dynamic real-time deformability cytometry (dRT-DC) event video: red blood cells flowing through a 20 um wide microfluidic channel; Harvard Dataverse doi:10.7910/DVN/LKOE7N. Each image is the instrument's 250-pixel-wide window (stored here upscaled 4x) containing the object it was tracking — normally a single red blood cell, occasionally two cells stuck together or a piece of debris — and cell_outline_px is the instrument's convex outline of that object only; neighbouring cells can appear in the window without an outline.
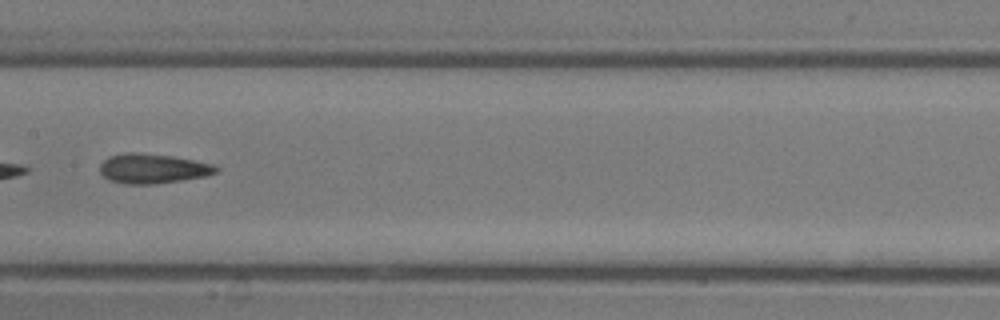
{"species": "common noctule bat (a hibernating species)", "species_latin": "Nyctalus noctula", "temperature_condition": "room temperature", "stored_images_in_passage": 35, "camera_frame_rate_fps": 3000, "um_per_image_px": 0.085, "animal": {"sex": "male", "body_mass_g": 13.3}, "frame": {"image": 1, "passage_image": 18, "time_ms": 5.667, "image_size_px": [1000, 320], "cell_outline_px": [[220, 168], [216, 172], [204, 176], [180, 180], [152, 184], [124, 184], [108, 180], [100, 172], [100, 164], [108, 156], [124, 152], [140, 152], [172, 156], [212, 164]], "centroid_in_image_um": [12.92, 14.32], "position_along_channel_um": 194.5, "area_um2": 20.06}}
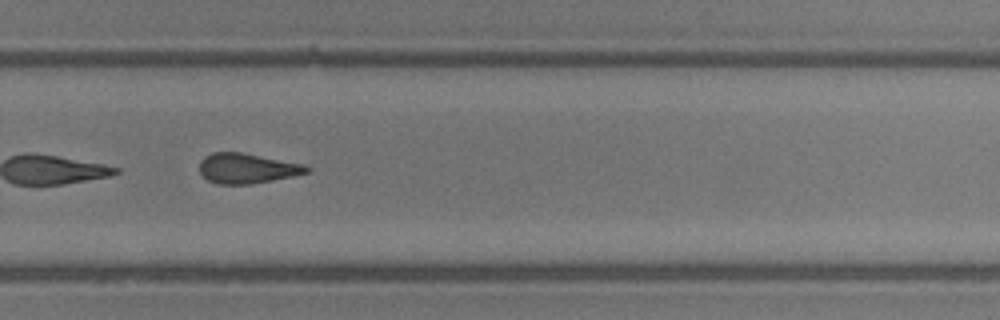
{"frame": {"image": 2, "passage_image": 24, "time_ms": 7.667, "image_size_px": [1000, 320], "cell_outline_px": [[312, 168], [308, 172], [292, 176], [272, 180], [248, 184], [216, 184], [208, 180], [200, 172], [200, 160], [204, 156], [212, 152], [240, 152], [304, 164]], "centroid_in_image_um": [20.98, 14.3], "position_along_channel_um": 308.8, "area_um2": 18.67}}